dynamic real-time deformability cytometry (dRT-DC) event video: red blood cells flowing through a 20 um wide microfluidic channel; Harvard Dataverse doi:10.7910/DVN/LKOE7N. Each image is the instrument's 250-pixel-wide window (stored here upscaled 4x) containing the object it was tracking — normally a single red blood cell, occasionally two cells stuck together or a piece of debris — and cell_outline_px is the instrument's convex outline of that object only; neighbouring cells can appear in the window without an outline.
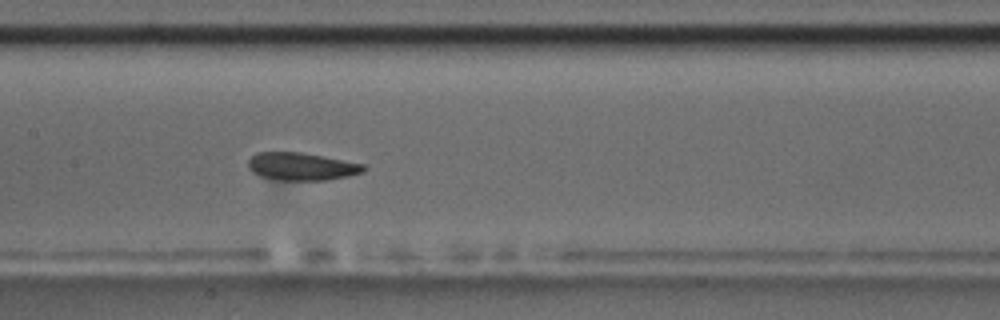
{"species": "common noctule bat (a hibernating species)", "species_latin": "Nyctalus noctula", "temperature_condition": "room temperature", "stored_images_in_passage": 8, "camera_frame_rate_fps": 3000, "um_per_image_px": 0.085, "animal": {"sex": "male", "body_mass_g": 17.5, "forearm_length_mm": 52.3}, "frame": {"image": 1, "passage_image": 8, "time_ms": 8.667, "image_size_px": [1000, 320], "cell_outline_px": [[368, 168], [364, 172], [348, 176], [328, 180], [280, 180], [260, 176], [252, 172], [248, 168], [248, 160], [256, 152], [300, 152], [324, 156], [364, 164]], "centroid_in_image_um": [25.65, 14.15], "position_along_channel_um": 181.8, "area_um2": 18.79}}